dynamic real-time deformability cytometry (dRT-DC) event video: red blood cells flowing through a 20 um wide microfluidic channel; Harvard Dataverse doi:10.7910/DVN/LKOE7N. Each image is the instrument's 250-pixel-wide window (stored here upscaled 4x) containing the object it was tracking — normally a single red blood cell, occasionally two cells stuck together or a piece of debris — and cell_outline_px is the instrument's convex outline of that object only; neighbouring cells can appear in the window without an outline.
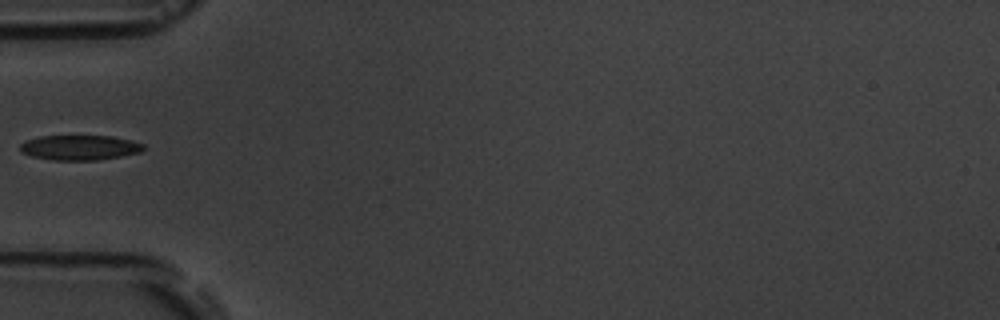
{"species": "common noctule bat (a hibernating species)", "species_latin": "Nyctalus noctula", "temperature_condition": "room temperature", "stored_images_in_passage": 6, "camera_frame_rate_fps": 3000, "um_per_image_px": 0.085, "animal": {"sex": "male", "body_mass_g": 19.5, "forearm_length_mm": 54.6}, "frame": {"image": 1, "passage_image": 4, "time_ms": 4.333, "image_size_px": [1000, 320], "cell_outline_px": [[144, 148], [140, 152], [120, 156], [96, 160], [52, 160], [32, 156], [20, 152], [20, 144], [28, 140], [40, 136], [112, 136], [132, 140], [144, 144]], "centroid_in_image_um": [6.77, 12.54], "position_along_channel_um": 78.2, "area_um2": 17.86}}
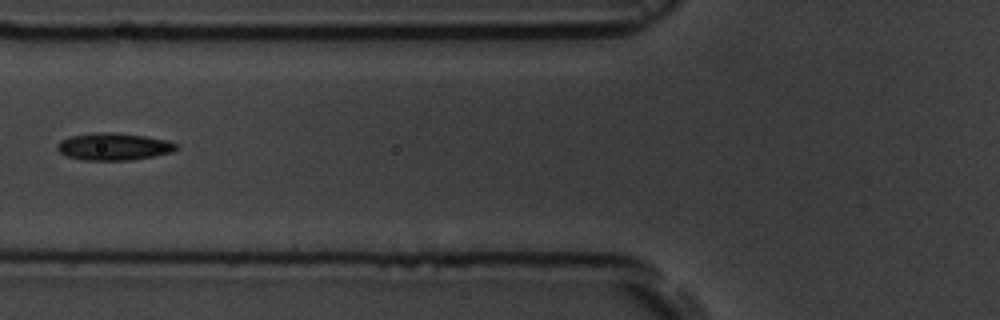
{"frame": {"image": 2, "passage_image": 5, "time_ms": 5.333, "image_size_px": [1000, 320], "cell_outline_px": [[180, 148], [172, 152], [132, 160], [84, 160], [68, 156], [60, 152], [56, 148], [56, 144], [60, 140], [68, 136], [92, 132], [112, 132], [144, 136], [168, 140], [176, 144]], "centroid_in_image_um": [9.64, 12.45], "position_along_channel_um": 116.2, "area_um2": 19.02}}
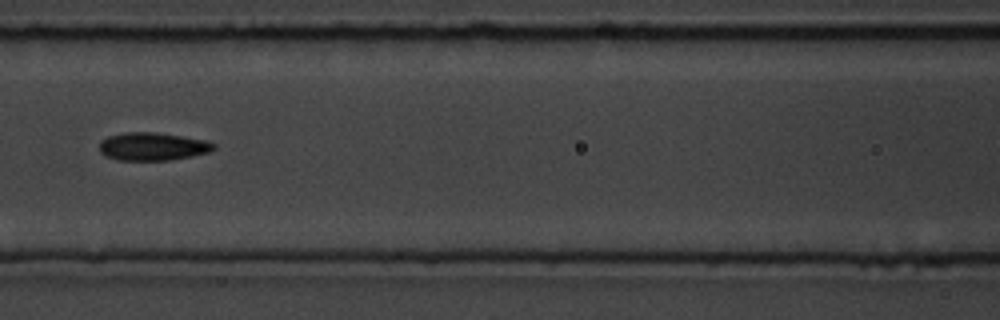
{"frame": {"image": 3, "passage_image": 6, "time_ms": 6.333, "image_size_px": [1000, 320], "cell_outline_px": [[216, 148], [208, 152], [192, 156], [172, 160], [116, 160], [104, 156], [100, 152], [100, 140], [108, 136], [124, 132], [156, 132], [204, 140], [216, 144]], "centroid_in_image_um": [12.94, 12.45], "position_along_channel_um": 153.7, "area_um2": 18.73}}